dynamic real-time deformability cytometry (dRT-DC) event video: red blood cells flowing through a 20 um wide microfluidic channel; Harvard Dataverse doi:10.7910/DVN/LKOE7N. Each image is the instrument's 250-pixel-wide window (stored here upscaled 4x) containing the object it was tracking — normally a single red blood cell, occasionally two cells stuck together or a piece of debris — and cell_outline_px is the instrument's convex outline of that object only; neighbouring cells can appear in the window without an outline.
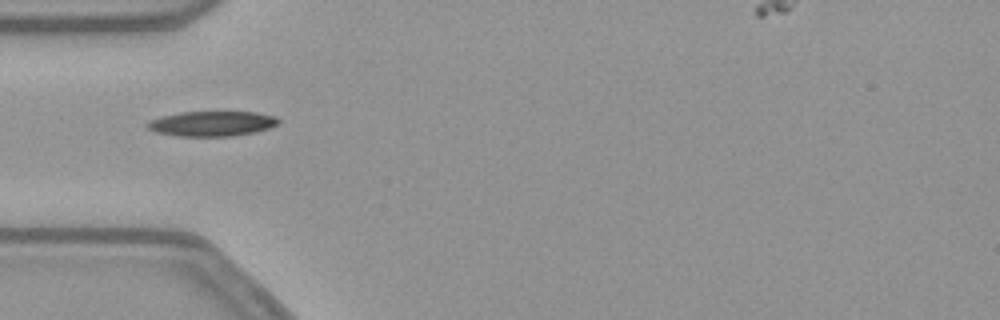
{"species": "common noctule bat (a hibernating species)", "species_latin": "Nyctalus noctula", "temperature_condition": "warm", "stored_images_in_passage": 36, "camera_frame_rate_fps": 3000, "um_per_image_px": 0.085, "animal": {"sex": "female", "body_mass_g": 21.9}, "frame": {"image": 1, "passage_image": 1, "time_ms": 0.0, "image_size_px": [1000, 320], "cell_outline_px": [[280, 120], [276, 124], [268, 128], [256, 132], [232, 136], [176, 136], [152, 132], [144, 124], [148, 120], [160, 116], [180, 112], [256, 112], [276, 116]], "centroid_in_image_um": [17.94, 10.51], "position_along_channel_um": 67.1, "area_um2": 19.36}}
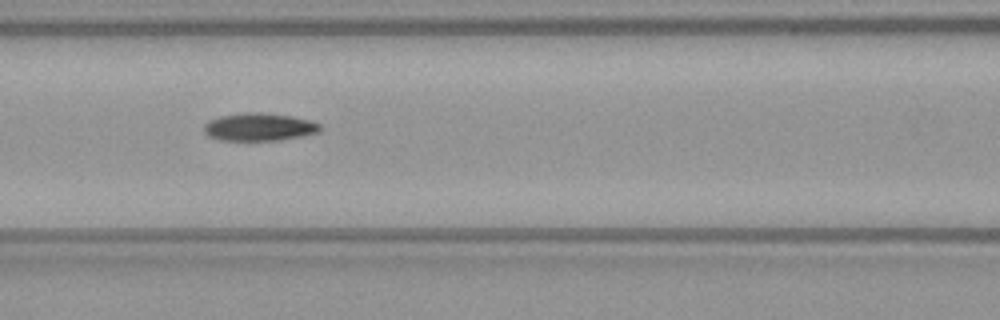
{"frame": {"image": 2, "passage_image": 7, "time_ms": 2.0, "image_size_px": [1000, 320], "cell_outline_px": [[324, 128], [320, 132], [280, 140], [216, 140], [208, 136], [204, 132], [204, 124], [208, 120], [220, 116], [244, 112], [256, 112], [292, 116], [312, 120], [320, 124]], "centroid_in_image_um": [22.04, 10.79], "position_along_channel_um": 144.6, "area_um2": 19.02}}
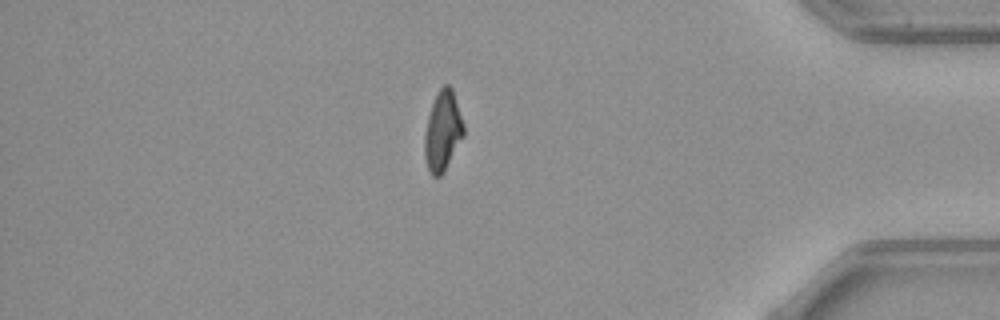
{"frame": {"image": 3, "passage_image": 30, "time_ms": 9.667, "image_size_px": [1000, 320], "cell_outline_px": [[464, 136], [444, 172], [440, 176], [432, 176], [428, 168], [424, 156], [424, 136], [428, 116], [436, 92], [444, 84], [448, 84], [452, 88], [464, 124]], "centroid_in_image_um": [37.63, 11.13], "position_along_channel_um": 397.6, "area_um2": 18.26}}